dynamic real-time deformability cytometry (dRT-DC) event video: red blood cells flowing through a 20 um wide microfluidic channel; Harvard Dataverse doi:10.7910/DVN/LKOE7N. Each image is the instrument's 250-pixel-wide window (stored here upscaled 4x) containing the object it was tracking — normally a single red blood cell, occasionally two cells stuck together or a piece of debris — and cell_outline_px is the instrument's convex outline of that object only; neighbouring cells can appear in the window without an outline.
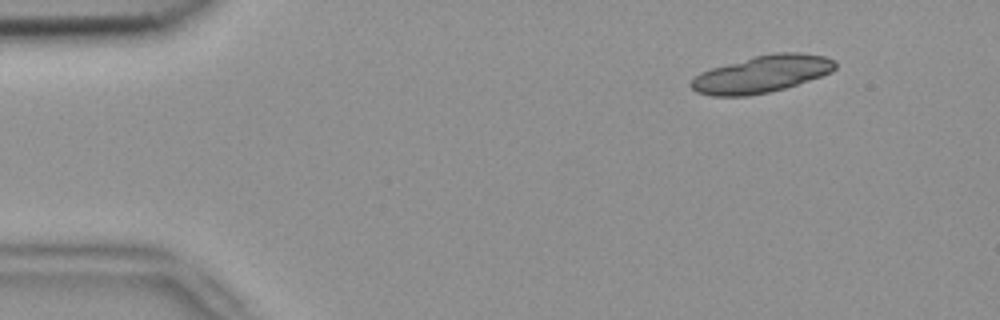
{"species": "common noctule bat (a hibernating species)", "species_latin": "Nyctalus noctula", "temperature_condition": "room temperature", "stored_images_in_passage": 7, "segment_of_instrument_passage": [1, 2], "camera_frame_rate_fps": 3000, "um_per_image_px": 0.085, "animal": {"sex": "female", "body_mass_g": 18.4}, "frame": {"image": 1, "passage_image": 1, "time_ms": 0.0, "image_size_px": [1000, 320], "cell_outline_px": [[836, 68], [832, 72], [784, 88], [768, 92], [748, 96], [712, 96], [696, 92], [688, 84], [700, 72], [712, 68], [756, 56], [776, 52], [800, 52], [824, 56], [836, 60]], "centroid_in_image_um": [64.76, 6.3], "position_along_channel_um": 20.2, "area_um2": 30.92}}